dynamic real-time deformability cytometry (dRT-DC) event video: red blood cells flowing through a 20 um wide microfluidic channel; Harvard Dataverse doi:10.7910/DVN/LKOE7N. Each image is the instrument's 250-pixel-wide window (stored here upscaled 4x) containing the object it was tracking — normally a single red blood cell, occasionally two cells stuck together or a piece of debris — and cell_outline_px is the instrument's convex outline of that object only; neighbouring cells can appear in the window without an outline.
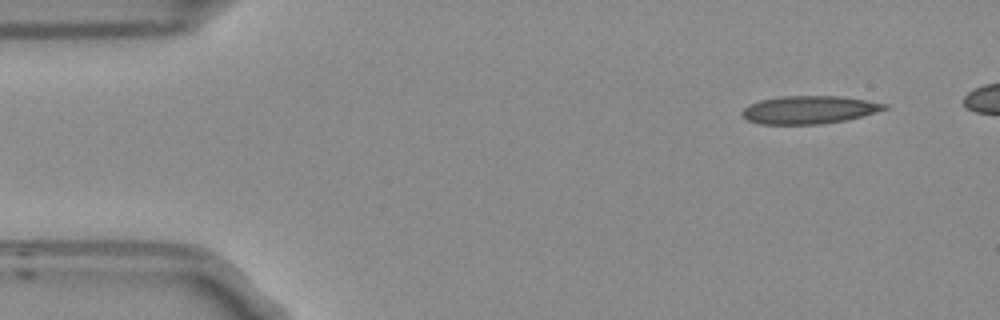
{"species": "Egyptian fruit bat (a non-hibernating species)", "species_latin": "Rousettus aegyptiacus", "temperature_condition": "room temperature", "stored_images_in_passage": 5, "camera_frame_rate_fps": 3000, "um_per_image_px": 0.085, "frame": {"image": 1, "passage_image": 1, "time_ms": 0.0, "image_size_px": [1000, 320], "cell_outline_px": [[888, 108], [848, 120], [820, 124], [760, 124], [748, 120], [740, 116], [740, 112], [748, 104], [760, 100], [780, 96], [840, 96], [888, 104]], "centroid_in_image_um": [68.72, 9.33], "position_along_channel_um": 16.3, "area_um2": 23.24}}
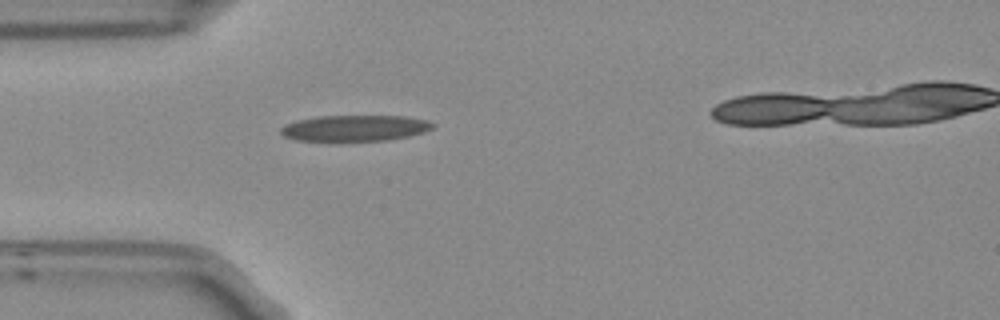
{"frame": {"image": 2, "passage_image": 4, "time_ms": 1.0, "image_size_px": [1000, 320], "cell_outline_px": [[436, 124], [432, 128], [424, 132], [408, 136], [388, 140], [296, 140], [284, 136], [280, 132], [280, 128], [284, 124], [296, 120], [316, 116], [404, 116], [428, 120]], "centroid_in_image_um": [30.16, 10.87], "position_along_channel_um": 54.8, "area_um2": 22.95}}